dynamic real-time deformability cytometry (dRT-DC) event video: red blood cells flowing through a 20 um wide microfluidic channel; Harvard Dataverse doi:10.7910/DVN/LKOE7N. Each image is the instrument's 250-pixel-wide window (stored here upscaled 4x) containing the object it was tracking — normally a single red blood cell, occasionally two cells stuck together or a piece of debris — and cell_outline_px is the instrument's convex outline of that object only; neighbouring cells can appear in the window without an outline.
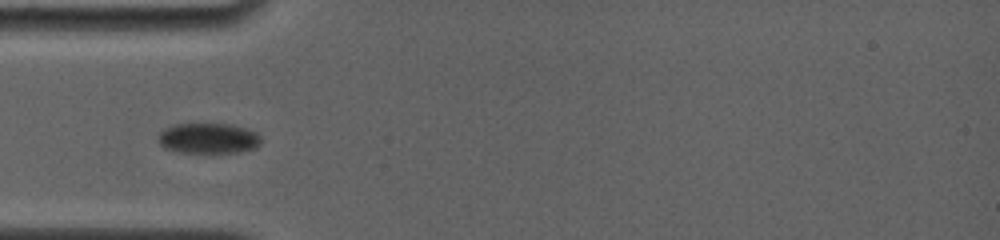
{"species": "common noctule bat (a hibernating species)", "species_latin": "Nyctalus noctula", "temperature_condition": "room temperature", "stored_images_in_passage": 51, "camera_frame_rate_fps": 4000, "um_per_image_px": 0.085, "animal": {"sex": "female", "body_mass_g": 19.0, "forearm_length_mm": 56.7}, "frame": {"image": 1, "passage_image": 1, "time_ms": 0.0, "image_size_px": [1000, 240], "cell_outline_px": [[260, 144], [256, 148], [240, 152], [180, 152], [164, 148], [156, 140], [160, 132], [164, 128], [176, 124], [232, 124], [256, 132], [260, 136]], "centroid_in_image_um": [17.69, 11.75], "position_along_channel_um": 67.3, "area_um2": 18.26}}
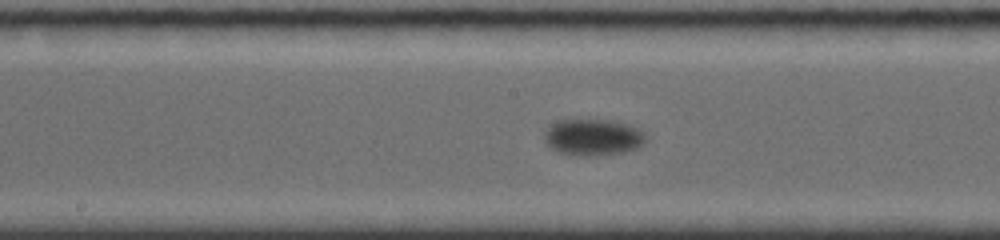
{"frame": {"image": 2, "passage_image": 15, "time_ms": 4.0, "image_size_px": [1000, 240], "cell_outline_px": [[644, 140], [636, 148], [624, 152], [588, 156], [584, 156], [560, 152], [544, 144], [544, 132], [556, 120], [608, 120], [624, 124], [636, 128], [644, 132]], "centroid_in_image_um": [50.33, 11.66], "position_along_channel_um": 197.9, "area_um2": 21.15}}
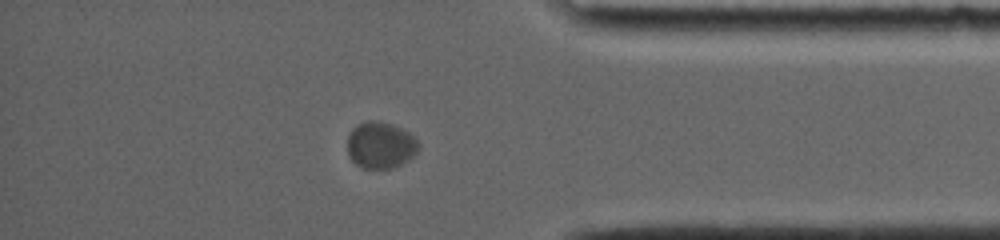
{"frame": {"image": 3, "passage_image": 35, "time_ms": 10.5, "image_size_px": [1000, 240], "cell_outline_px": [[420, 148], [408, 160], [400, 164], [388, 168], [360, 168], [352, 160], [348, 152], [348, 136], [352, 128], [356, 124], [368, 120], [376, 120], [392, 124], [408, 132], [420, 144]], "centroid_in_image_um": [32.33, 12.32], "position_along_channel_um": 402.9, "area_um2": 19.25}}